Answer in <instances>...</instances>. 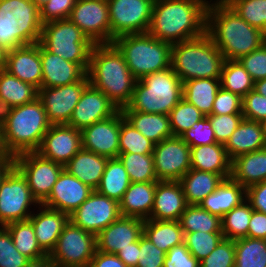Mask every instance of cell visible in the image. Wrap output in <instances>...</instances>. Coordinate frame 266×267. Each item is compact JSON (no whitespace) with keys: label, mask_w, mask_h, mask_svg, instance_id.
I'll use <instances>...</instances> for the list:
<instances>
[{"label":"cell","mask_w":266,"mask_h":267,"mask_svg":"<svg viewBox=\"0 0 266 267\" xmlns=\"http://www.w3.org/2000/svg\"><path fill=\"white\" fill-rule=\"evenodd\" d=\"M208 0H155L148 30L151 36L171 44L206 32Z\"/></svg>","instance_id":"obj_1"},{"label":"cell","mask_w":266,"mask_h":267,"mask_svg":"<svg viewBox=\"0 0 266 267\" xmlns=\"http://www.w3.org/2000/svg\"><path fill=\"white\" fill-rule=\"evenodd\" d=\"M206 32L225 60H238L264 44L260 29L249 25L227 3L214 0L207 8Z\"/></svg>","instance_id":"obj_2"},{"label":"cell","mask_w":266,"mask_h":267,"mask_svg":"<svg viewBox=\"0 0 266 267\" xmlns=\"http://www.w3.org/2000/svg\"><path fill=\"white\" fill-rule=\"evenodd\" d=\"M86 74L89 84L101 90L119 110L130 103L137 79L113 43L94 44Z\"/></svg>","instance_id":"obj_3"},{"label":"cell","mask_w":266,"mask_h":267,"mask_svg":"<svg viewBox=\"0 0 266 267\" xmlns=\"http://www.w3.org/2000/svg\"><path fill=\"white\" fill-rule=\"evenodd\" d=\"M0 121L5 147L13 157L37 151L52 125L39 98L0 112Z\"/></svg>","instance_id":"obj_4"},{"label":"cell","mask_w":266,"mask_h":267,"mask_svg":"<svg viewBox=\"0 0 266 267\" xmlns=\"http://www.w3.org/2000/svg\"><path fill=\"white\" fill-rule=\"evenodd\" d=\"M224 62V55L207 32L172 44L171 68L183 83L191 79H220Z\"/></svg>","instance_id":"obj_5"},{"label":"cell","mask_w":266,"mask_h":267,"mask_svg":"<svg viewBox=\"0 0 266 267\" xmlns=\"http://www.w3.org/2000/svg\"><path fill=\"white\" fill-rule=\"evenodd\" d=\"M182 92L183 82L169 67L137 80L130 103L121 111L168 115L182 99Z\"/></svg>","instance_id":"obj_6"},{"label":"cell","mask_w":266,"mask_h":267,"mask_svg":"<svg viewBox=\"0 0 266 267\" xmlns=\"http://www.w3.org/2000/svg\"><path fill=\"white\" fill-rule=\"evenodd\" d=\"M42 25L31 0H0V46L7 51L39 43Z\"/></svg>","instance_id":"obj_7"},{"label":"cell","mask_w":266,"mask_h":267,"mask_svg":"<svg viewBox=\"0 0 266 267\" xmlns=\"http://www.w3.org/2000/svg\"><path fill=\"white\" fill-rule=\"evenodd\" d=\"M112 43L122 53L137 80L171 67L172 44L156 39L149 33L122 35Z\"/></svg>","instance_id":"obj_8"},{"label":"cell","mask_w":266,"mask_h":267,"mask_svg":"<svg viewBox=\"0 0 266 267\" xmlns=\"http://www.w3.org/2000/svg\"><path fill=\"white\" fill-rule=\"evenodd\" d=\"M39 43L64 60L79 64L87 72L94 43L69 19L44 23Z\"/></svg>","instance_id":"obj_9"},{"label":"cell","mask_w":266,"mask_h":267,"mask_svg":"<svg viewBox=\"0 0 266 267\" xmlns=\"http://www.w3.org/2000/svg\"><path fill=\"white\" fill-rule=\"evenodd\" d=\"M96 250V235L69 220L49 255L57 267H89Z\"/></svg>","instance_id":"obj_10"},{"label":"cell","mask_w":266,"mask_h":267,"mask_svg":"<svg viewBox=\"0 0 266 267\" xmlns=\"http://www.w3.org/2000/svg\"><path fill=\"white\" fill-rule=\"evenodd\" d=\"M40 204L32 196L25 177L14 167L0 186V226L28 220ZM31 208V209H30Z\"/></svg>","instance_id":"obj_11"},{"label":"cell","mask_w":266,"mask_h":267,"mask_svg":"<svg viewBox=\"0 0 266 267\" xmlns=\"http://www.w3.org/2000/svg\"><path fill=\"white\" fill-rule=\"evenodd\" d=\"M155 0H108L111 43L126 34L148 33Z\"/></svg>","instance_id":"obj_12"},{"label":"cell","mask_w":266,"mask_h":267,"mask_svg":"<svg viewBox=\"0 0 266 267\" xmlns=\"http://www.w3.org/2000/svg\"><path fill=\"white\" fill-rule=\"evenodd\" d=\"M14 165L25 177L32 196L42 204L50 195L64 166L39 153L26 152L14 157Z\"/></svg>","instance_id":"obj_13"},{"label":"cell","mask_w":266,"mask_h":267,"mask_svg":"<svg viewBox=\"0 0 266 267\" xmlns=\"http://www.w3.org/2000/svg\"><path fill=\"white\" fill-rule=\"evenodd\" d=\"M154 168L158 181H179L190 169V146L179 136L154 145Z\"/></svg>","instance_id":"obj_14"},{"label":"cell","mask_w":266,"mask_h":267,"mask_svg":"<svg viewBox=\"0 0 266 267\" xmlns=\"http://www.w3.org/2000/svg\"><path fill=\"white\" fill-rule=\"evenodd\" d=\"M121 216L119 202L96 190L71 214L69 220L85 231L97 235Z\"/></svg>","instance_id":"obj_15"},{"label":"cell","mask_w":266,"mask_h":267,"mask_svg":"<svg viewBox=\"0 0 266 267\" xmlns=\"http://www.w3.org/2000/svg\"><path fill=\"white\" fill-rule=\"evenodd\" d=\"M89 85L87 74L78 82L58 87H41L38 98L52 125L67 124L84 89Z\"/></svg>","instance_id":"obj_16"},{"label":"cell","mask_w":266,"mask_h":267,"mask_svg":"<svg viewBox=\"0 0 266 267\" xmlns=\"http://www.w3.org/2000/svg\"><path fill=\"white\" fill-rule=\"evenodd\" d=\"M68 19L94 44L111 43L107 0H77Z\"/></svg>","instance_id":"obj_17"},{"label":"cell","mask_w":266,"mask_h":267,"mask_svg":"<svg viewBox=\"0 0 266 267\" xmlns=\"http://www.w3.org/2000/svg\"><path fill=\"white\" fill-rule=\"evenodd\" d=\"M120 125L121 110L108 119L83 128L82 148L109 159L118 158Z\"/></svg>","instance_id":"obj_18"},{"label":"cell","mask_w":266,"mask_h":267,"mask_svg":"<svg viewBox=\"0 0 266 267\" xmlns=\"http://www.w3.org/2000/svg\"><path fill=\"white\" fill-rule=\"evenodd\" d=\"M118 111V107L101 90L89 84L84 89L66 125L82 130L112 117Z\"/></svg>","instance_id":"obj_19"},{"label":"cell","mask_w":266,"mask_h":267,"mask_svg":"<svg viewBox=\"0 0 266 267\" xmlns=\"http://www.w3.org/2000/svg\"><path fill=\"white\" fill-rule=\"evenodd\" d=\"M81 148V130L59 124L50 126L36 152L65 166Z\"/></svg>","instance_id":"obj_20"},{"label":"cell","mask_w":266,"mask_h":267,"mask_svg":"<svg viewBox=\"0 0 266 267\" xmlns=\"http://www.w3.org/2000/svg\"><path fill=\"white\" fill-rule=\"evenodd\" d=\"M93 191L64 169L42 205L71 215Z\"/></svg>","instance_id":"obj_21"},{"label":"cell","mask_w":266,"mask_h":267,"mask_svg":"<svg viewBox=\"0 0 266 267\" xmlns=\"http://www.w3.org/2000/svg\"><path fill=\"white\" fill-rule=\"evenodd\" d=\"M143 224V219L120 216L96 235L97 250L117 254L140 238L143 234Z\"/></svg>","instance_id":"obj_22"},{"label":"cell","mask_w":266,"mask_h":267,"mask_svg":"<svg viewBox=\"0 0 266 267\" xmlns=\"http://www.w3.org/2000/svg\"><path fill=\"white\" fill-rule=\"evenodd\" d=\"M4 70L39 90L42 83L40 43L25 45L7 51Z\"/></svg>","instance_id":"obj_23"},{"label":"cell","mask_w":266,"mask_h":267,"mask_svg":"<svg viewBox=\"0 0 266 267\" xmlns=\"http://www.w3.org/2000/svg\"><path fill=\"white\" fill-rule=\"evenodd\" d=\"M187 206L179 181H158L149 219L179 221Z\"/></svg>","instance_id":"obj_24"},{"label":"cell","mask_w":266,"mask_h":267,"mask_svg":"<svg viewBox=\"0 0 266 267\" xmlns=\"http://www.w3.org/2000/svg\"><path fill=\"white\" fill-rule=\"evenodd\" d=\"M37 212L29 217L32 223L38 245L46 253L50 254L69 222V215L59 210H54L40 204Z\"/></svg>","instance_id":"obj_25"},{"label":"cell","mask_w":266,"mask_h":267,"mask_svg":"<svg viewBox=\"0 0 266 267\" xmlns=\"http://www.w3.org/2000/svg\"><path fill=\"white\" fill-rule=\"evenodd\" d=\"M42 62L41 87H58L80 81L86 71L77 63H73L46 50L40 44Z\"/></svg>","instance_id":"obj_26"},{"label":"cell","mask_w":266,"mask_h":267,"mask_svg":"<svg viewBox=\"0 0 266 267\" xmlns=\"http://www.w3.org/2000/svg\"><path fill=\"white\" fill-rule=\"evenodd\" d=\"M224 147L231 161L240 155L266 148L261 122L243 118Z\"/></svg>","instance_id":"obj_27"},{"label":"cell","mask_w":266,"mask_h":267,"mask_svg":"<svg viewBox=\"0 0 266 267\" xmlns=\"http://www.w3.org/2000/svg\"><path fill=\"white\" fill-rule=\"evenodd\" d=\"M191 169L212 172L224 179L231 177V163L224 144L214 143L190 147Z\"/></svg>","instance_id":"obj_28"},{"label":"cell","mask_w":266,"mask_h":267,"mask_svg":"<svg viewBox=\"0 0 266 267\" xmlns=\"http://www.w3.org/2000/svg\"><path fill=\"white\" fill-rule=\"evenodd\" d=\"M156 191V182H131L119 202L121 216L149 219Z\"/></svg>","instance_id":"obj_29"},{"label":"cell","mask_w":266,"mask_h":267,"mask_svg":"<svg viewBox=\"0 0 266 267\" xmlns=\"http://www.w3.org/2000/svg\"><path fill=\"white\" fill-rule=\"evenodd\" d=\"M108 159L81 148L64 166V169L85 185L96 190L100 184Z\"/></svg>","instance_id":"obj_30"},{"label":"cell","mask_w":266,"mask_h":267,"mask_svg":"<svg viewBox=\"0 0 266 267\" xmlns=\"http://www.w3.org/2000/svg\"><path fill=\"white\" fill-rule=\"evenodd\" d=\"M231 178L245 189L266 181V148L233 159Z\"/></svg>","instance_id":"obj_31"},{"label":"cell","mask_w":266,"mask_h":267,"mask_svg":"<svg viewBox=\"0 0 266 267\" xmlns=\"http://www.w3.org/2000/svg\"><path fill=\"white\" fill-rule=\"evenodd\" d=\"M246 200V189L231 177L224 179L218 188L198 205L220 218Z\"/></svg>","instance_id":"obj_32"},{"label":"cell","mask_w":266,"mask_h":267,"mask_svg":"<svg viewBox=\"0 0 266 267\" xmlns=\"http://www.w3.org/2000/svg\"><path fill=\"white\" fill-rule=\"evenodd\" d=\"M125 120L154 144L173 137L169 116L165 114L122 111Z\"/></svg>","instance_id":"obj_33"},{"label":"cell","mask_w":266,"mask_h":267,"mask_svg":"<svg viewBox=\"0 0 266 267\" xmlns=\"http://www.w3.org/2000/svg\"><path fill=\"white\" fill-rule=\"evenodd\" d=\"M38 98V89L0 70V112L21 106Z\"/></svg>","instance_id":"obj_34"},{"label":"cell","mask_w":266,"mask_h":267,"mask_svg":"<svg viewBox=\"0 0 266 267\" xmlns=\"http://www.w3.org/2000/svg\"><path fill=\"white\" fill-rule=\"evenodd\" d=\"M224 178L212 172L190 169L180 180L188 205H197L213 193Z\"/></svg>","instance_id":"obj_35"},{"label":"cell","mask_w":266,"mask_h":267,"mask_svg":"<svg viewBox=\"0 0 266 267\" xmlns=\"http://www.w3.org/2000/svg\"><path fill=\"white\" fill-rule=\"evenodd\" d=\"M220 88V79H191L183 83L182 98L207 116L212 113L213 102Z\"/></svg>","instance_id":"obj_36"},{"label":"cell","mask_w":266,"mask_h":267,"mask_svg":"<svg viewBox=\"0 0 266 267\" xmlns=\"http://www.w3.org/2000/svg\"><path fill=\"white\" fill-rule=\"evenodd\" d=\"M143 235L166 253L174 246L184 243V232L179 221L146 219Z\"/></svg>","instance_id":"obj_37"},{"label":"cell","mask_w":266,"mask_h":267,"mask_svg":"<svg viewBox=\"0 0 266 267\" xmlns=\"http://www.w3.org/2000/svg\"><path fill=\"white\" fill-rule=\"evenodd\" d=\"M131 180L119 158L108 159L105 171L96 191L108 198L120 202Z\"/></svg>","instance_id":"obj_38"},{"label":"cell","mask_w":266,"mask_h":267,"mask_svg":"<svg viewBox=\"0 0 266 267\" xmlns=\"http://www.w3.org/2000/svg\"><path fill=\"white\" fill-rule=\"evenodd\" d=\"M179 223L183 232L222 233L221 218L197 205H188Z\"/></svg>","instance_id":"obj_39"},{"label":"cell","mask_w":266,"mask_h":267,"mask_svg":"<svg viewBox=\"0 0 266 267\" xmlns=\"http://www.w3.org/2000/svg\"><path fill=\"white\" fill-rule=\"evenodd\" d=\"M5 227L11 234L16 249L21 254L30 260L46 255L38 245L32 223L29 219L11 222L5 225Z\"/></svg>","instance_id":"obj_40"},{"label":"cell","mask_w":266,"mask_h":267,"mask_svg":"<svg viewBox=\"0 0 266 267\" xmlns=\"http://www.w3.org/2000/svg\"><path fill=\"white\" fill-rule=\"evenodd\" d=\"M234 267H266V240L250 237L236 239Z\"/></svg>","instance_id":"obj_41"},{"label":"cell","mask_w":266,"mask_h":267,"mask_svg":"<svg viewBox=\"0 0 266 267\" xmlns=\"http://www.w3.org/2000/svg\"><path fill=\"white\" fill-rule=\"evenodd\" d=\"M221 87L243 98L254 89L255 81L238 60H225L221 72Z\"/></svg>","instance_id":"obj_42"},{"label":"cell","mask_w":266,"mask_h":267,"mask_svg":"<svg viewBox=\"0 0 266 267\" xmlns=\"http://www.w3.org/2000/svg\"><path fill=\"white\" fill-rule=\"evenodd\" d=\"M252 211L251 204L245 200L230 212L225 213L221 218L224 239L236 240L248 237V226Z\"/></svg>","instance_id":"obj_43"},{"label":"cell","mask_w":266,"mask_h":267,"mask_svg":"<svg viewBox=\"0 0 266 267\" xmlns=\"http://www.w3.org/2000/svg\"><path fill=\"white\" fill-rule=\"evenodd\" d=\"M131 182H158L152 154L119 153Z\"/></svg>","instance_id":"obj_44"},{"label":"cell","mask_w":266,"mask_h":267,"mask_svg":"<svg viewBox=\"0 0 266 267\" xmlns=\"http://www.w3.org/2000/svg\"><path fill=\"white\" fill-rule=\"evenodd\" d=\"M154 143L128 123L121 111L119 153L152 154Z\"/></svg>","instance_id":"obj_45"},{"label":"cell","mask_w":266,"mask_h":267,"mask_svg":"<svg viewBox=\"0 0 266 267\" xmlns=\"http://www.w3.org/2000/svg\"><path fill=\"white\" fill-rule=\"evenodd\" d=\"M173 136H180L203 119L205 115L183 98L168 114Z\"/></svg>","instance_id":"obj_46"},{"label":"cell","mask_w":266,"mask_h":267,"mask_svg":"<svg viewBox=\"0 0 266 267\" xmlns=\"http://www.w3.org/2000/svg\"><path fill=\"white\" fill-rule=\"evenodd\" d=\"M227 4L249 25L266 30V0H230Z\"/></svg>","instance_id":"obj_47"},{"label":"cell","mask_w":266,"mask_h":267,"mask_svg":"<svg viewBox=\"0 0 266 267\" xmlns=\"http://www.w3.org/2000/svg\"><path fill=\"white\" fill-rule=\"evenodd\" d=\"M223 239L222 233L184 232V243L199 262L207 257Z\"/></svg>","instance_id":"obj_48"},{"label":"cell","mask_w":266,"mask_h":267,"mask_svg":"<svg viewBox=\"0 0 266 267\" xmlns=\"http://www.w3.org/2000/svg\"><path fill=\"white\" fill-rule=\"evenodd\" d=\"M29 260L16 249L8 229L0 226V267H26Z\"/></svg>","instance_id":"obj_49"},{"label":"cell","mask_w":266,"mask_h":267,"mask_svg":"<svg viewBox=\"0 0 266 267\" xmlns=\"http://www.w3.org/2000/svg\"><path fill=\"white\" fill-rule=\"evenodd\" d=\"M235 240L223 239L216 248L200 261V267H234Z\"/></svg>","instance_id":"obj_50"},{"label":"cell","mask_w":266,"mask_h":267,"mask_svg":"<svg viewBox=\"0 0 266 267\" xmlns=\"http://www.w3.org/2000/svg\"><path fill=\"white\" fill-rule=\"evenodd\" d=\"M190 147L217 143L210 120L205 116L196 122L192 128L179 136Z\"/></svg>","instance_id":"obj_51"},{"label":"cell","mask_w":266,"mask_h":267,"mask_svg":"<svg viewBox=\"0 0 266 267\" xmlns=\"http://www.w3.org/2000/svg\"><path fill=\"white\" fill-rule=\"evenodd\" d=\"M207 118L210 120L214 130L215 140L218 143L225 144L243 120V114H210L207 115Z\"/></svg>","instance_id":"obj_52"},{"label":"cell","mask_w":266,"mask_h":267,"mask_svg":"<svg viewBox=\"0 0 266 267\" xmlns=\"http://www.w3.org/2000/svg\"><path fill=\"white\" fill-rule=\"evenodd\" d=\"M166 252L157 248L143 234L139 238L137 267H163Z\"/></svg>","instance_id":"obj_53"},{"label":"cell","mask_w":266,"mask_h":267,"mask_svg":"<svg viewBox=\"0 0 266 267\" xmlns=\"http://www.w3.org/2000/svg\"><path fill=\"white\" fill-rule=\"evenodd\" d=\"M254 81L266 78V45L238 59Z\"/></svg>","instance_id":"obj_54"},{"label":"cell","mask_w":266,"mask_h":267,"mask_svg":"<svg viewBox=\"0 0 266 267\" xmlns=\"http://www.w3.org/2000/svg\"><path fill=\"white\" fill-rule=\"evenodd\" d=\"M243 118L256 122L266 119V97L254 89L249 91L242 99Z\"/></svg>","instance_id":"obj_55"},{"label":"cell","mask_w":266,"mask_h":267,"mask_svg":"<svg viewBox=\"0 0 266 267\" xmlns=\"http://www.w3.org/2000/svg\"><path fill=\"white\" fill-rule=\"evenodd\" d=\"M242 99L237 94L221 87L213 102L211 114H242Z\"/></svg>","instance_id":"obj_56"},{"label":"cell","mask_w":266,"mask_h":267,"mask_svg":"<svg viewBox=\"0 0 266 267\" xmlns=\"http://www.w3.org/2000/svg\"><path fill=\"white\" fill-rule=\"evenodd\" d=\"M77 0H49L40 8L42 23L68 19Z\"/></svg>","instance_id":"obj_57"},{"label":"cell","mask_w":266,"mask_h":267,"mask_svg":"<svg viewBox=\"0 0 266 267\" xmlns=\"http://www.w3.org/2000/svg\"><path fill=\"white\" fill-rule=\"evenodd\" d=\"M163 267H200V262L190 253L185 243H182L166 253Z\"/></svg>","instance_id":"obj_58"},{"label":"cell","mask_w":266,"mask_h":267,"mask_svg":"<svg viewBox=\"0 0 266 267\" xmlns=\"http://www.w3.org/2000/svg\"><path fill=\"white\" fill-rule=\"evenodd\" d=\"M246 200L253 210L266 214V181L248 187Z\"/></svg>","instance_id":"obj_59"},{"label":"cell","mask_w":266,"mask_h":267,"mask_svg":"<svg viewBox=\"0 0 266 267\" xmlns=\"http://www.w3.org/2000/svg\"><path fill=\"white\" fill-rule=\"evenodd\" d=\"M248 237L266 240V214L253 210L248 226Z\"/></svg>","instance_id":"obj_60"},{"label":"cell","mask_w":266,"mask_h":267,"mask_svg":"<svg viewBox=\"0 0 266 267\" xmlns=\"http://www.w3.org/2000/svg\"><path fill=\"white\" fill-rule=\"evenodd\" d=\"M89 267H128L116 254L103 253L96 250Z\"/></svg>","instance_id":"obj_61"},{"label":"cell","mask_w":266,"mask_h":267,"mask_svg":"<svg viewBox=\"0 0 266 267\" xmlns=\"http://www.w3.org/2000/svg\"><path fill=\"white\" fill-rule=\"evenodd\" d=\"M139 254V239L125 249H121L116 255L128 267H137Z\"/></svg>","instance_id":"obj_62"},{"label":"cell","mask_w":266,"mask_h":267,"mask_svg":"<svg viewBox=\"0 0 266 267\" xmlns=\"http://www.w3.org/2000/svg\"><path fill=\"white\" fill-rule=\"evenodd\" d=\"M26 267H57V264L49 254H46L43 257L29 260Z\"/></svg>","instance_id":"obj_63"},{"label":"cell","mask_w":266,"mask_h":267,"mask_svg":"<svg viewBox=\"0 0 266 267\" xmlns=\"http://www.w3.org/2000/svg\"><path fill=\"white\" fill-rule=\"evenodd\" d=\"M14 161V157L7 151L3 138L2 125L0 121V162Z\"/></svg>","instance_id":"obj_64"},{"label":"cell","mask_w":266,"mask_h":267,"mask_svg":"<svg viewBox=\"0 0 266 267\" xmlns=\"http://www.w3.org/2000/svg\"><path fill=\"white\" fill-rule=\"evenodd\" d=\"M15 167L14 161L0 162V186L7 174Z\"/></svg>","instance_id":"obj_65"},{"label":"cell","mask_w":266,"mask_h":267,"mask_svg":"<svg viewBox=\"0 0 266 267\" xmlns=\"http://www.w3.org/2000/svg\"><path fill=\"white\" fill-rule=\"evenodd\" d=\"M254 90L266 97V78L255 81Z\"/></svg>","instance_id":"obj_66"},{"label":"cell","mask_w":266,"mask_h":267,"mask_svg":"<svg viewBox=\"0 0 266 267\" xmlns=\"http://www.w3.org/2000/svg\"><path fill=\"white\" fill-rule=\"evenodd\" d=\"M7 50L0 46V70H4L6 66Z\"/></svg>","instance_id":"obj_67"},{"label":"cell","mask_w":266,"mask_h":267,"mask_svg":"<svg viewBox=\"0 0 266 267\" xmlns=\"http://www.w3.org/2000/svg\"><path fill=\"white\" fill-rule=\"evenodd\" d=\"M35 3L39 8H41L44 4H46L49 0H31Z\"/></svg>","instance_id":"obj_68"},{"label":"cell","mask_w":266,"mask_h":267,"mask_svg":"<svg viewBox=\"0 0 266 267\" xmlns=\"http://www.w3.org/2000/svg\"><path fill=\"white\" fill-rule=\"evenodd\" d=\"M261 125H262V129H263L264 140L266 142V119L261 122Z\"/></svg>","instance_id":"obj_69"},{"label":"cell","mask_w":266,"mask_h":267,"mask_svg":"<svg viewBox=\"0 0 266 267\" xmlns=\"http://www.w3.org/2000/svg\"><path fill=\"white\" fill-rule=\"evenodd\" d=\"M263 40H264V44L266 45V30L263 32Z\"/></svg>","instance_id":"obj_70"},{"label":"cell","mask_w":266,"mask_h":267,"mask_svg":"<svg viewBox=\"0 0 266 267\" xmlns=\"http://www.w3.org/2000/svg\"><path fill=\"white\" fill-rule=\"evenodd\" d=\"M214 1L221 2V3H228L230 0H214Z\"/></svg>","instance_id":"obj_71"}]
</instances>
